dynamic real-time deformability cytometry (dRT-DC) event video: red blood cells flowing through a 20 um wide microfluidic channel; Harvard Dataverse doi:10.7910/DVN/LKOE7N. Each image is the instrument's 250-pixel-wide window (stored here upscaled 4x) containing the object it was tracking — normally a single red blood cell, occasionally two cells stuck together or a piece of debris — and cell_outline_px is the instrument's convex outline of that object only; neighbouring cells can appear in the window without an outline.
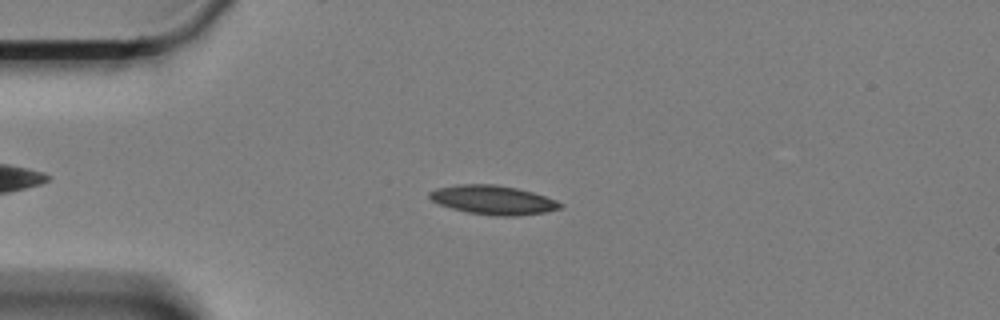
{"species": "Egyptian fruit bat (a non-hibernating species)", "species_latin": "Rousettus aegyptiacus", "temperature_condition": "cold", "stored_images_in_passage": 37, "camera_frame_rate_fps": 3000, "um_per_image_px": 0.085, "animal": {"sex": "female"}, "frame": {"image": 1, "passage_image": 1, "time_ms": 0.0, "image_size_px": [1000, 320], "cell_outline_px": [[564, 204], [560, 208], [544, 212], [516, 216], [496, 216], [468, 212], [452, 208], [440, 204], [432, 200], [428, 196], [428, 192], [436, 188], [456, 184], [496, 184], [516, 188], [532, 192], [556, 200]], "centroid_in_image_um": [41.89, 16.99], "position_along_channel_um": 43.1, "area_um2": 22.02}}
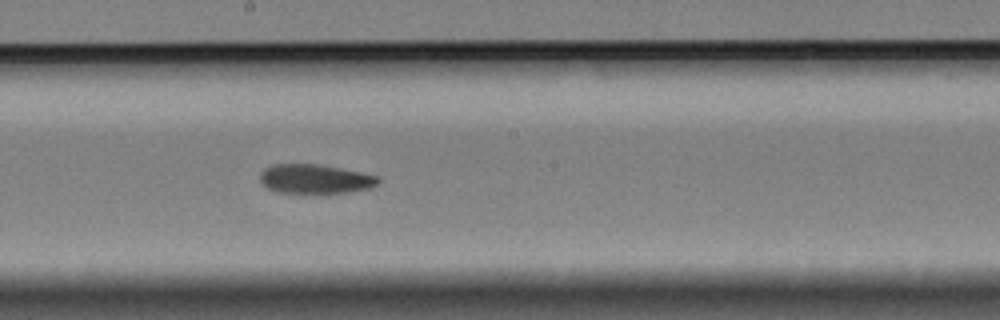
{"frame": {"image": 2, "passage_image": 19, "time_ms": 6.0, "image_size_px": [1000, 320], "cell_outline_px": [[380, 180], [372, 188], [348, 192], [276, 192], [268, 188], [260, 180], [260, 172], [264, 168], [272, 164], [316, 164], [360, 172], [380, 176]], "centroid_in_image_um": [26.78, 15.2], "position_along_channel_um": 221.4, "area_um2": 19.88}}
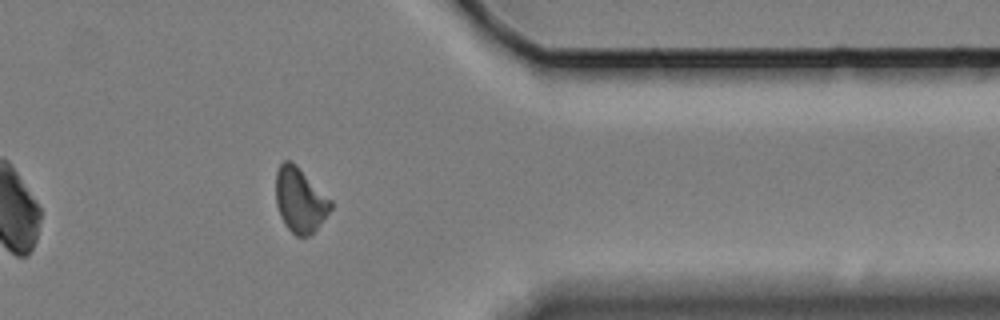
{"frame": {"image": 3, "passage_image": 35, "time_ms": 11.333, "image_size_px": [1000, 320], "cell_outline_px": [[332, 208], [320, 224], [308, 236], [296, 236], [288, 228], [280, 216], [276, 204], [276, 172], [280, 164], [284, 160], [292, 160], [332, 200]], "centroid_in_image_um": [25.49, 16.98], "position_along_channel_um": 385.9, "area_um2": 20.63}, "authors_computed_cell_mechanics": {"area_um2": 20.8658, "velocity_mm_per_s": 3.3227, "shape_relaxation_time_tau1_ms": null, "shape_relaxation_time_tau2_ms": 9.8157, "deformation_change_tau1": null, "deformation_change_tau2": 0.167}}